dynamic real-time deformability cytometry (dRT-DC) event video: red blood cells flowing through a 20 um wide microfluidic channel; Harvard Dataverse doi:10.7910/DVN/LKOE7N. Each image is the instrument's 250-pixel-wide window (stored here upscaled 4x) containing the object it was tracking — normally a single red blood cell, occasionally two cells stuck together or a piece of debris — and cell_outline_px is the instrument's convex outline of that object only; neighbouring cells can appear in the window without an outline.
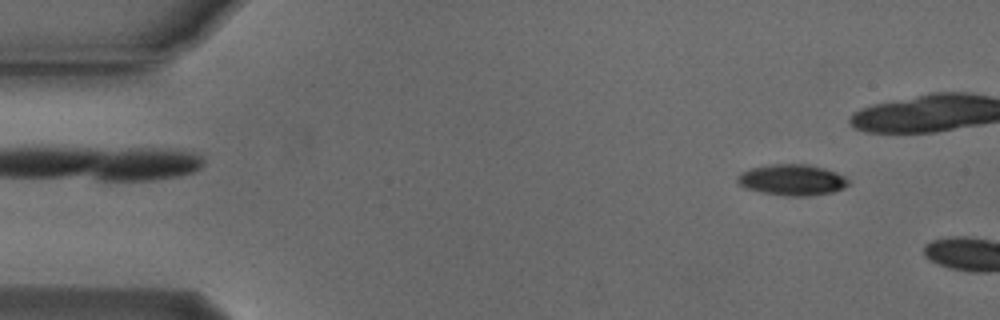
{"species": "Egyptian fruit bat (a non-hibernating species)", "species_latin": "Rousettus aegyptiacus", "temperature_condition": "cold", "stored_images_in_passage": 8, "camera_frame_rate_fps": 3000, "um_per_image_px": 0.085, "animal": {"sex": "male"}, "frame": {"image": 1, "passage_image": 5, "time_ms": 1.333, "image_size_px": [1000, 320], "cell_outline_px": [[848, 184], [844, 188], [832, 192], [804, 196], [788, 196], [760, 192], [748, 188], [740, 184], [736, 180], [736, 176], [740, 172], [748, 168], [772, 164], [808, 164], [824, 168], [836, 172], [844, 176], [848, 180]], "centroid_in_image_um": [67.3, 15.28], "position_along_channel_um": 17.7, "area_um2": 20.06}}